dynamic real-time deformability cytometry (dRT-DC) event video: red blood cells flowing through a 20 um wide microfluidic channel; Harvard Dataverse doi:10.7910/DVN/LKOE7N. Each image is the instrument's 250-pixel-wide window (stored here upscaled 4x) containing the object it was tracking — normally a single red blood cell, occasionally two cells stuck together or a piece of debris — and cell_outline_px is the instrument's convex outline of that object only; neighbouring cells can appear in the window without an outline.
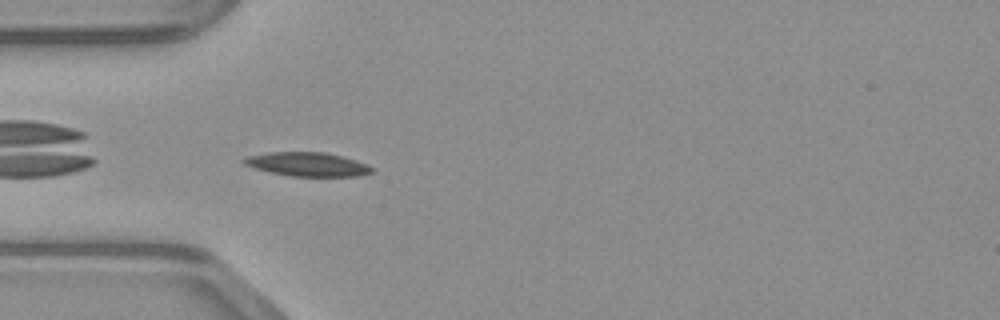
{"species": "common noctule bat (a hibernating species)", "species_latin": "Nyctalus noctula", "temperature_condition": "warm", "stored_images_in_passage": 36, "camera_frame_rate_fps": 3000, "um_per_image_px": 0.085, "animal": {"sex": "male", "body_mass_g": 23.1, "forearm_length_mm": 52.7}, "frame": {"image": 1, "passage_image": 2, "time_ms": 0.333, "image_size_px": [1000, 320], "cell_outline_px": [[372, 172], [360, 176], [292, 176], [272, 172], [256, 168], [244, 164], [240, 160], [248, 156], [268, 152], [324, 152], [344, 156], [368, 164], [372, 168]], "centroid_in_image_um": [26.16, 13.95], "position_along_channel_um": 58.8, "area_um2": 17.74}}
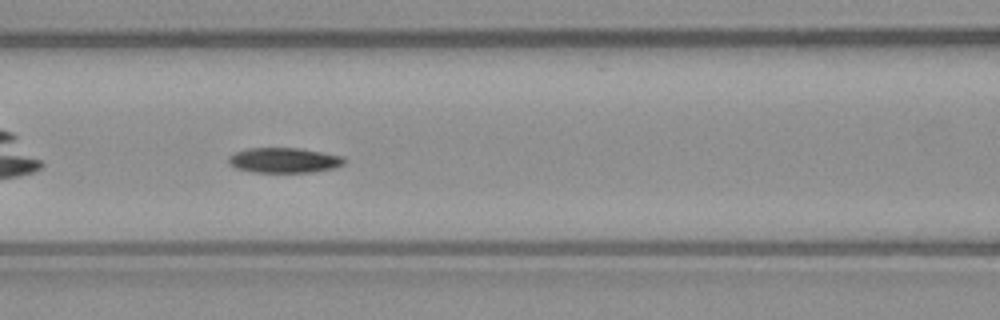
{"frame": {"image": 2, "passage_image": 8, "time_ms": 2.333, "image_size_px": [1000, 320], "cell_outline_px": [[344, 164], [336, 168], [312, 172], [252, 172], [236, 168], [228, 164], [228, 156], [244, 148], [300, 148], [344, 156]], "centroid_in_image_um": [24.14, 13.62], "position_along_channel_um": 142.5, "area_um2": 17.11}}
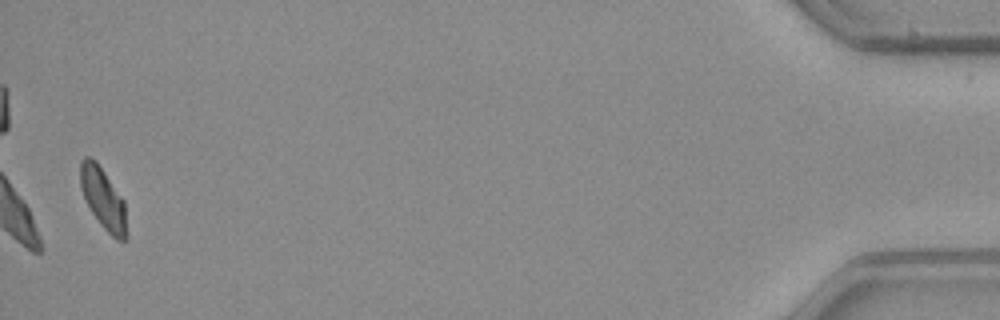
{"frame": {"image": 3, "passage_image": 35, "time_ms": 11.333, "image_size_px": [1000, 320], "cell_outline_px": [[128, 236], [124, 240], [116, 240], [100, 224], [92, 212], [80, 188], [80, 160], [84, 156], [88, 156], [96, 160], [124, 200]], "centroid_in_image_um": [8.78, 16.87], "position_along_channel_um": 426.4, "area_um2": 16.59}}